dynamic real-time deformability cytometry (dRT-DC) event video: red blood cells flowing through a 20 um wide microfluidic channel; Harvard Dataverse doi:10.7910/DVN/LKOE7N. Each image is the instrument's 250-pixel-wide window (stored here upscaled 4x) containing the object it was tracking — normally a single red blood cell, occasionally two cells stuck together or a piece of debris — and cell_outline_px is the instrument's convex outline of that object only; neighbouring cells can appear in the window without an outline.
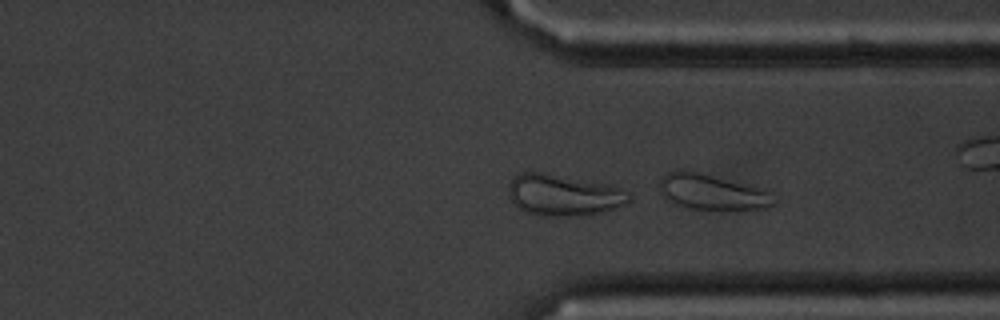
{"species": "common noctule bat (a hibernating species)", "species_latin": "Nyctalus noctula", "temperature_condition": "cold", "stored_images_in_passage": 53, "camera_frame_rate_fps": 3000, "um_per_image_px": 0.085, "animal": {"sex": "male", "body_mass_g": 20.1, "forearm_length_mm": 53.5}, "frame": {"image": 1, "passage_image": 38, "time_ms": 12.333, "image_size_px": [1000, 320], "cell_outline_px": [[628, 200], [624, 204], [592, 216], [544, 216], [528, 212], [520, 208], [508, 196], [508, 184], [520, 172], [540, 172], [612, 184], [628, 192]], "centroid_in_image_um": [47.91, 16.58], "position_along_channel_um": 363.5, "area_um2": 29.07}}